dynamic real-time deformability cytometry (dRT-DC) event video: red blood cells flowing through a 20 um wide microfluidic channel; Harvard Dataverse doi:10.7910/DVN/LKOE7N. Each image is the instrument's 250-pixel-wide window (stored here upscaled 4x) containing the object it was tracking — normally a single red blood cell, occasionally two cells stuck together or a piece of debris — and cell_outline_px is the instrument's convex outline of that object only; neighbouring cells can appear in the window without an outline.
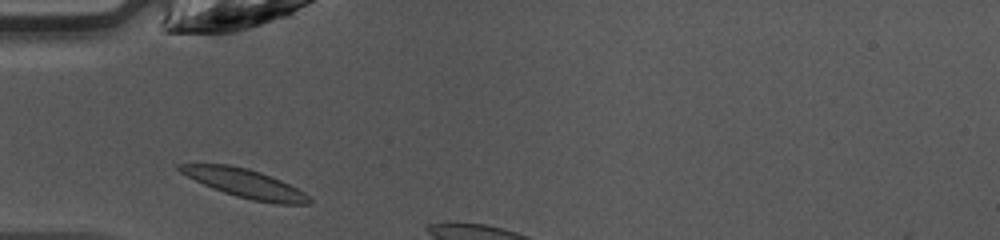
{"species": "common noctule bat (a hibernating species)", "species_latin": "Nyctalus noctula", "temperature_condition": "warm", "stored_images_in_passage": 4, "camera_frame_rate_fps": 3000, "um_per_image_px": 0.085, "animal": {"sex": "female", "body_mass_g": 10.0, "forearm_length_mm": 53.1}, "frame": {"image": 1, "passage_image": 1, "time_ms": 0.0, "image_size_px": [1000, 240], "cell_outline_px": [[312, 204], [276, 204], [252, 200], [236, 196], [212, 188], [180, 172], [176, 168], [176, 164], [228, 164], [248, 168], [260, 172], [280, 180], [304, 192], [312, 200]], "centroid_in_image_um": [20.83, 15.59], "position_along_channel_um": 64.2, "area_um2": 21.44}}